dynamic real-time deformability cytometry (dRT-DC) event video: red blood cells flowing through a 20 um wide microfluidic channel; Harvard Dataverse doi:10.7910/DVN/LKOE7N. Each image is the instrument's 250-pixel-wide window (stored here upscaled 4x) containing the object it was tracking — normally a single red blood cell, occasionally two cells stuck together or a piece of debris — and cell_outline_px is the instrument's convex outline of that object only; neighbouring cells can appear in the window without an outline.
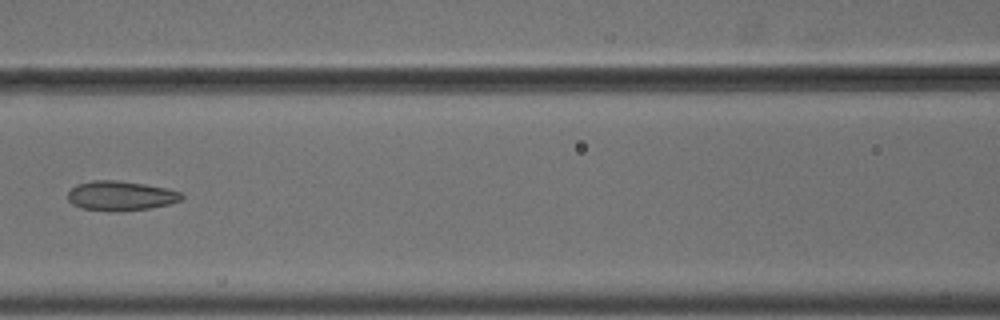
{"species": "common noctule bat (a hibernating species)", "species_latin": "Nyctalus noctula", "temperature_condition": "cold", "stored_images_in_passage": 9, "camera_frame_rate_fps": 3000, "um_per_image_px": 0.085, "animal": {"sex": "male", "body_mass_g": 18.8}, "frame": {"image": 1, "passage_image": 6, "time_ms": 1.667, "image_size_px": [1000, 320], "cell_outline_px": [[184, 200], [172, 204], [148, 208], [120, 212], [80, 208], [72, 204], [68, 200], [68, 192], [76, 184], [92, 180], [116, 180], [144, 184], [168, 188], [180, 192], [184, 196]], "centroid_in_image_um": [10.28, 16.64], "position_along_channel_um": 156.3, "area_um2": 19.88}}
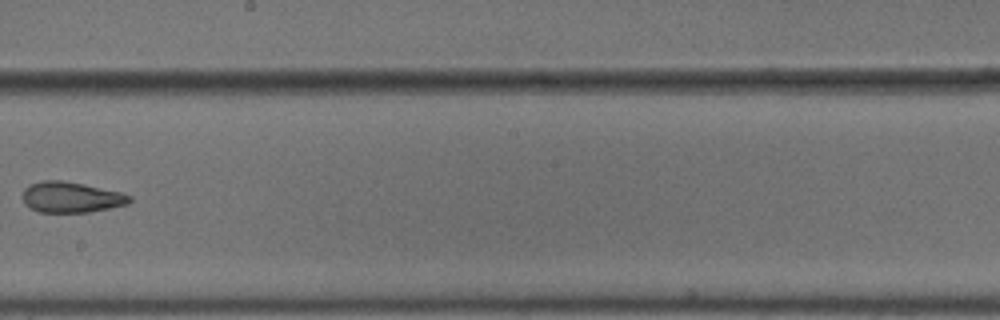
{"frame": {"image": 2, "passage_image": 8, "time_ms": 2.333, "image_size_px": [1000, 320], "cell_outline_px": [[132, 200], [128, 204], [88, 212], [40, 212], [24, 204], [20, 196], [24, 188], [32, 184], [44, 180], [64, 180], [84, 184], [120, 192], [132, 196]], "centroid_in_image_um": [6.02, 16.76], "position_along_channel_um": 242.2, "area_um2": 19.19}}
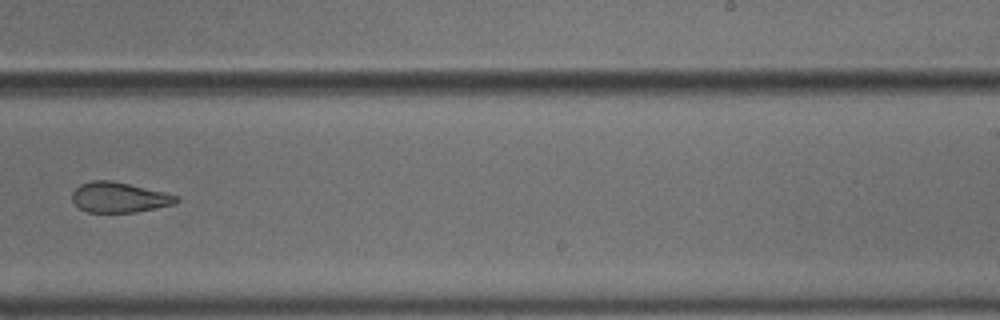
{"frame": {"image": 3, "passage_image": 9, "time_ms": 2.667, "image_size_px": [1000, 320], "cell_outline_px": [[180, 200], [176, 204], [136, 212], [88, 212], [80, 208], [72, 200], [72, 192], [80, 184], [92, 180], [112, 180], [168, 192], [180, 196]], "centroid_in_image_um": [10.19, 16.76], "position_along_channel_um": 278.8, "area_um2": 18.67}}